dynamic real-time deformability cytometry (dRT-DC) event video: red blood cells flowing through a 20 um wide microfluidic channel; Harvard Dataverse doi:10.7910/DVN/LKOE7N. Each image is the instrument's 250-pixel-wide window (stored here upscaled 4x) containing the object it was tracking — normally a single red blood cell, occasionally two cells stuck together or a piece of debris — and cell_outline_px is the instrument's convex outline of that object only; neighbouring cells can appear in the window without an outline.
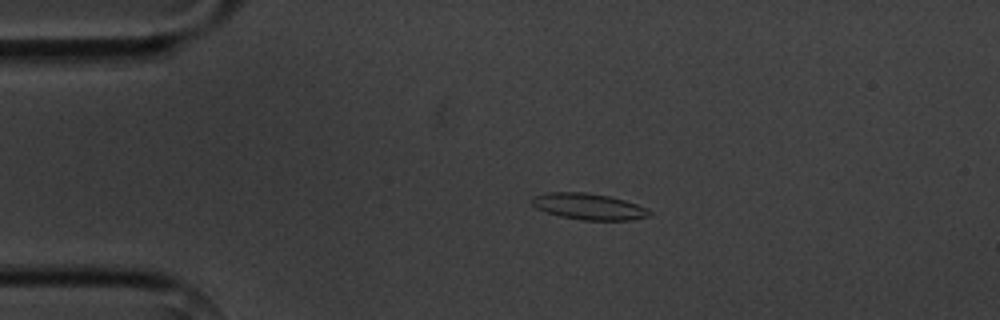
{"species": "common noctule bat (a hibernating species)", "species_latin": "Nyctalus noctula", "temperature_condition": "cold", "stored_images_in_passage": 5, "camera_frame_rate_fps": 3000, "um_per_image_px": 0.085, "animal": {"sex": "male", "body_mass_g": 20.1, "forearm_length_mm": 53.5}, "frame": {"image": 1, "passage_image": 4, "time_ms": 3.667, "image_size_px": [1000, 320], "cell_outline_px": [[652, 216], [632, 220], [584, 220], [560, 216], [536, 208], [532, 204], [532, 196], [548, 192], [584, 192], [608, 196], [624, 200], [648, 208], [652, 212]], "centroid_in_image_um": [50.08, 17.55], "position_along_channel_um": 34.9, "area_um2": 17.98}}